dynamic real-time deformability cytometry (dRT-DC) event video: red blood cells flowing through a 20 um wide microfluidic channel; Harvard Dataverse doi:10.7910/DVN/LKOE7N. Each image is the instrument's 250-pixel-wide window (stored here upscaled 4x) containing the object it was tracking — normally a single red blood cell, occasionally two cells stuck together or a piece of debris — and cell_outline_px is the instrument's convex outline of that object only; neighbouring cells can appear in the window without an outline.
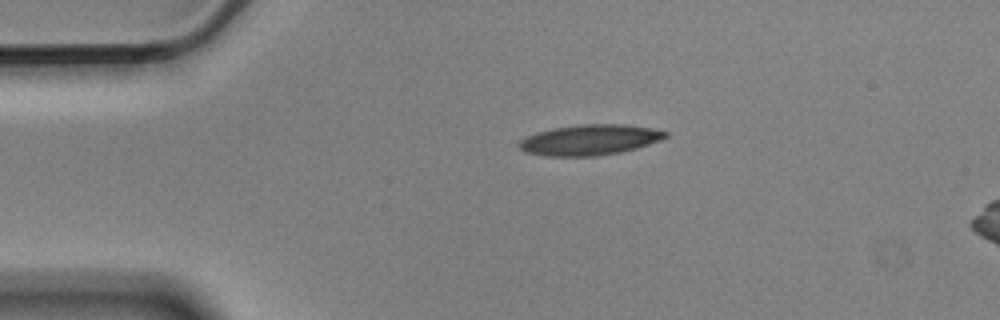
{"species": "Egyptian fruit bat (a non-hibernating species)", "species_latin": "Rousettus aegyptiacus", "temperature_condition": "cold", "stored_images_in_passage": 3, "segment_of_instrument_passage": [1, 2], "camera_frame_rate_fps": 3000, "um_per_image_px": 0.085, "animal": {"sex": "male"}, "frame": {"image": 1, "passage_image": 1, "time_ms": 0.0, "image_size_px": [1000, 320], "cell_outline_px": [[668, 136], [660, 140], [636, 148], [620, 152], [596, 156], [544, 156], [524, 152], [516, 144], [520, 140], [536, 132], [552, 128], [580, 124], [624, 124], [648, 128], [668, 132]], "centroid_in_image_um": [50.07, 11.89], "position_along_channel_um": 34.9, "area_um2": 26.01}}